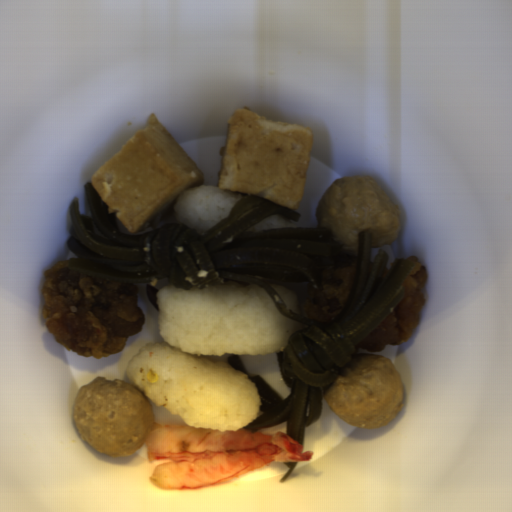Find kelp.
I'll return each instance as SVG.
<instances>
[{
    "label": "kelp",
    "instance_id": "99668d17",
    "mask_svg": "<svg viewBox=\"0 0 512 512\" xmlns=\"http://www.w3.org/2000/svg\"><path fill=\"white\" fill-rule=\"evenodd\" d=\"M83 184L91 216L80 213L79 198L71 200V227L65 242L76 257L70 270L117 281L151 284L168 278L171 286L206 288L226 282L259 285L282 316L308 325L294 331L283 352H276L283 382L292 393L283 399L261 375H250L239 355L230 367L253 380L262 405L255 420L242 429L251 433L286 421V434L304 446L305 429L319 421L323 396L357 346L404 297V283L415 265L379 250L372 262L373 230L358 232V255L348 254L328 226L269 228L246 232L280 214L293 223L302 215L259 195L244 194L229 215L204 235L184 223L168 222L142 234L122 233L116 212L91 184ZM357 266L356 282L346 307L331 322L307 318L303 305L313 287L320 291L323 269L349 263ZM372 262V266H371ZM295 291L300 314L290 311L270 287Z\"/></svg>",
    "mask_w": 512,
    "mask_h": 512
}]
</instances>
